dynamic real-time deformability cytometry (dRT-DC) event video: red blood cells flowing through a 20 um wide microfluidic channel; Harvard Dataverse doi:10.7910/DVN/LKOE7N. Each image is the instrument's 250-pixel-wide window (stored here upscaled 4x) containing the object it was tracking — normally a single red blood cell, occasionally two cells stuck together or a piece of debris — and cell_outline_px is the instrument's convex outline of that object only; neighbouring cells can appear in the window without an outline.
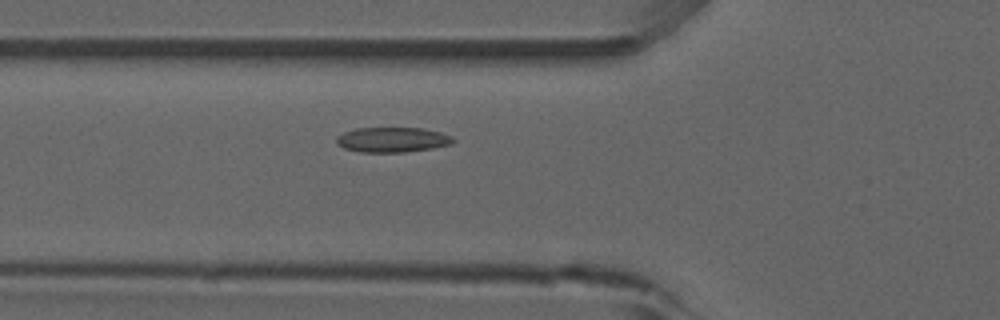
{"species": "common noctule bat (a hibernating species)", "species_latin": "Nyctalus noctula", "temperature_condition": "room temperature", "stored_images_in_passage": 36, "camera_frame_rate_fps": 3000, "um_per_image_px": 0.085, "animal": {"sex": "male", "forearm_length_mm": 52.5}, "frame": {"image": 1, "passage_image": 8, "time_ms": 2.333, "image_size_px": [1000, 320], "cell_outline_px": [[456, 140], [452, 144], [432, 148], [404, 152], [360, 152], [344, 148], [336, 144], [336, 136], [344, 132], [356, 128], [424, 128], [440, 132], [452, 136]], "centroid_in_image_um": [33.35, 11.87], "position_along_channel_um": 92.4, "area_um2": 17.11}}
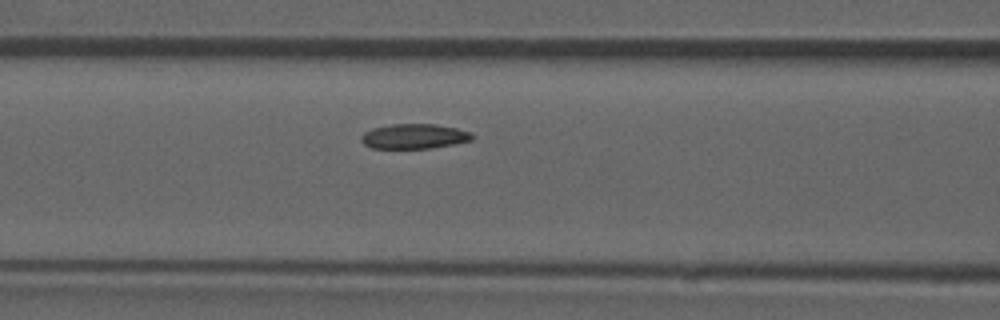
{"frame": {"image": 2, "passage_image": 11, "time_ms": 3.333, "image_size_px": [1000, 320], "cell_outline_px": [[476, 136], [472, 140], [432, 148], [372, 148], [364, 144], [360, 140], [360, 136], [364, 132], [372, 128], [392, 124], [436, 124], [456, 128], [472, 132]], "centroid_in_image_um": [35.21, 11.58], "position_along_channel_um": 131.4, "area_um2": 16.18}}